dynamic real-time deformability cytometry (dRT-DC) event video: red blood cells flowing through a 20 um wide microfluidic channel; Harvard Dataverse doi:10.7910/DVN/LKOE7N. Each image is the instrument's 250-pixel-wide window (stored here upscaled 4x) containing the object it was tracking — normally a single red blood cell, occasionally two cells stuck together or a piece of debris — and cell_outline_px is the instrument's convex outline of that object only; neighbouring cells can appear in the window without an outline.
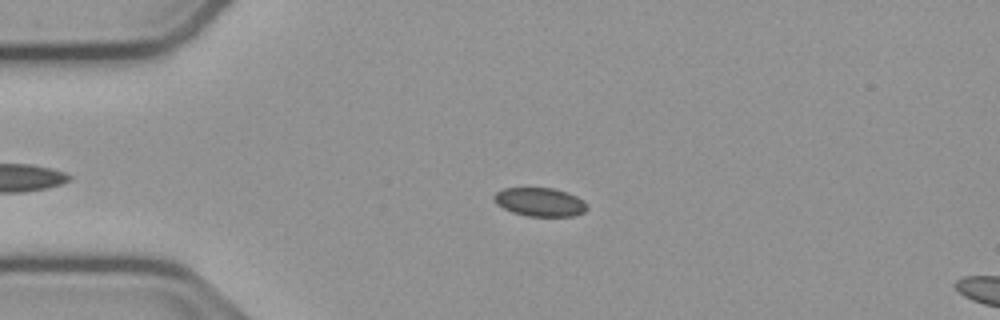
{"species": "common noctule bat (a hibernating species)", "species_latin": "Nyctalus noctula", "temperature_condition": "cold", "stored_images_in_passage": 16, "camera_frame_rate_fps": 3000, "um_per_image_px": 0.085, "animal": {"sex": "male", "body_mass_g": 23.1, "forearm_length_mm": 52.7}, "frame": {"image": 1, "passage_image": 12, "time_ms": 3.667, "image_size_px": [1000, 320], "cell_outline_px": [[588, 208], [584, 212], [576, 216], [528, 216], [512, 212], [496, 204], [492, 200], [492, 196], [496, 192], [504, 188], [552, 188], [568, 192], [584, 200], [588, 204]], "centroid_in_image_um": [45.9, 17.17], "position_along_channel_um": 39.1, "area_um2": 15.72}}